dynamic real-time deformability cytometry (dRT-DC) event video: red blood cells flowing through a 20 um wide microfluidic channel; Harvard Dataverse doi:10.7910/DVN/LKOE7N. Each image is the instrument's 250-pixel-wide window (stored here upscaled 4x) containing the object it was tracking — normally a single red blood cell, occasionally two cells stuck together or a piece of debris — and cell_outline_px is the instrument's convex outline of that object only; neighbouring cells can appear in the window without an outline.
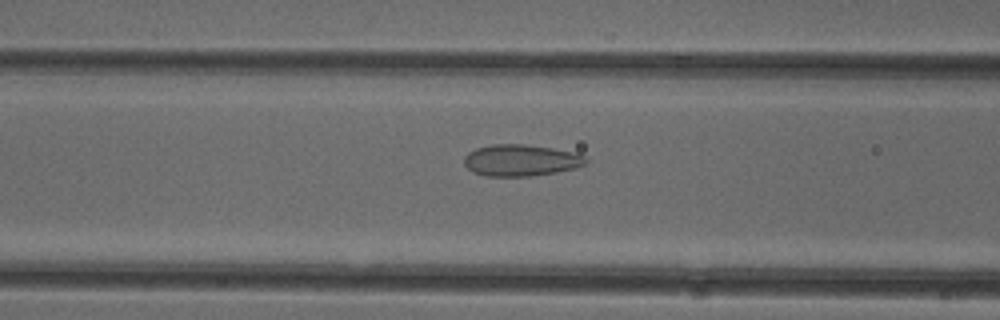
{"species": "common noctule bat (a hibernating species)", "species_latin": "Nyctalus noctula", "temperature_condition": "cold", "stored_images_in_passage": 51, "camera_frame_rate_fps": 3000, "um_per_image_px": 0.085, "animal": {"sex": "female"}, "frame": {"image": 1, "passage_image": 20, "time_ms": 6.333, "image_size_px": [1000, 320], "cell_outline_px": [[588, 160], [584, 164], [576, 168], [556, 172], [532, 176], [484, 176], [472, 172], [464, 164], [464, 156], [468, 152], [476, 148], [492, 144], [524, 144], [552, 148], [576, 152], [584, 156]], "centroid_in_image_um": [44.26, 13.62], "position_along_channel_um": 122.3, "area_um2": 22.54}}
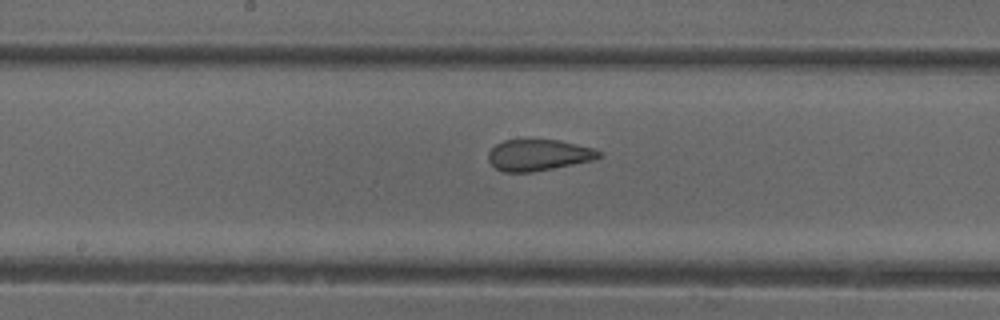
{"frame": {"image": 2, "passage_image": 26, "time_ms": 8.333, "image_size_px": [1000, 320], "cell_outline_px": [[604, 156], [592, 160], [532, 172], [504, 172], [496, 168], [488, 160], [488, 152], [496, 144], [504, 140], [560, 140], [592, 148], [604, 152]], "centroid_in_image_um": [45.78, 13.17], "position_along_channel_um": 202.4, "area_um2": 20.06}}
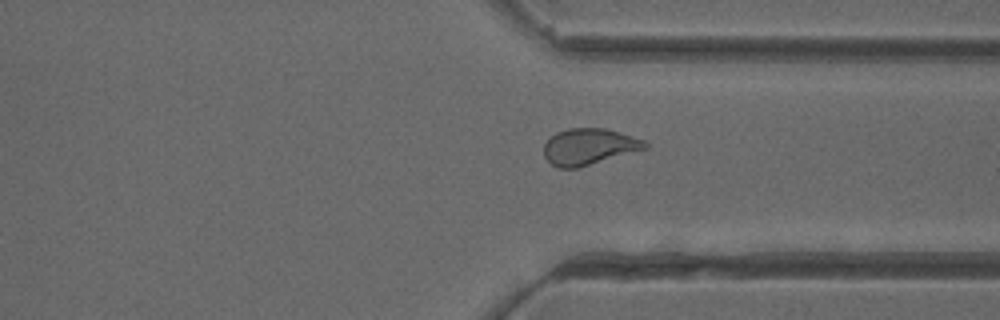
{"frame": {"image": 3, "passage_image": 38, "time_ms": 12.333, "image_size_px": [1000, 320], "cell_outline_px": [[648, 148], [576, 168], [556, 168], [544, 156], [544, 144], [556, 132], [568, 128], [604, 128], [620, 132], [644, 140], [648, 144]], "centroid_in_image_um": [50.06, 12.46], "position_along_channel_um": 361.3, "area_um2": 21.27}, "authors_computed_cell_mechanics": {"area_um2": 22.831, "velocity_mm_per_s": 3.9899, "shape_relaxation_time_tau1_ms": null, "shape_relaxation_time_tau2_ms": 0.7574, "deformation_change_tau1": null, "deformation_change_tau2": 0.0573}}